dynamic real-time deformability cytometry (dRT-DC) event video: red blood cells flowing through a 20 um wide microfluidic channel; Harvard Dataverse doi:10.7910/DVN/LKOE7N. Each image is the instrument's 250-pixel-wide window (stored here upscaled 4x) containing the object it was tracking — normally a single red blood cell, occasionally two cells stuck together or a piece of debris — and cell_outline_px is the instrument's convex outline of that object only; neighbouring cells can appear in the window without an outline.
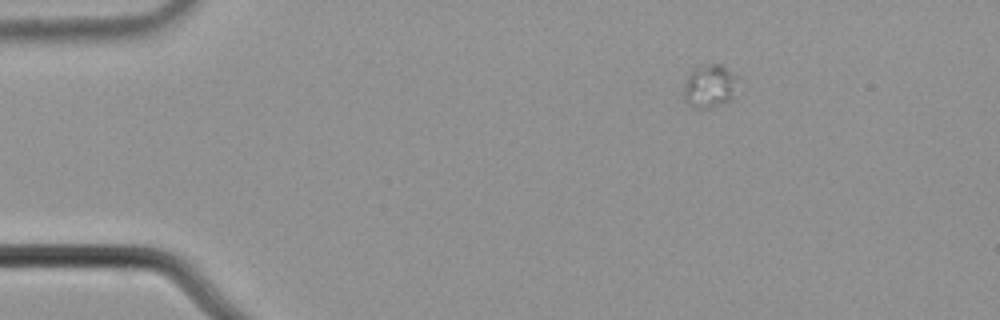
{"species": "common noctule bat (a hibernating species)", "species_latin": "Nyctalus noctula", "temperature_condition": "cold", "stored_images_in_passage": 4, "camera_frame_rate_fps": 3000, "um_per_image_px": 0.085, "animal": {"sex": "male", "body_mass_g": 21.5, "forearm_length_mm": 52.0}, "frame": {"image": 1, "passage_image": 1, "time_ms": 0.0, "image_size_px": [1000, 320], "cell_outline_px": [[736, 80], [732, 100], [708, 108], [696, 108], [688, 104], [684, 96], [684, 84], [688, 76], [696, 68], [712, 64], [720, 64], [736, 76]], "centroid_in_image_um": [60.3, 7.35], "position_along_channel_um": 24.7, "area_um2": 13.12}}
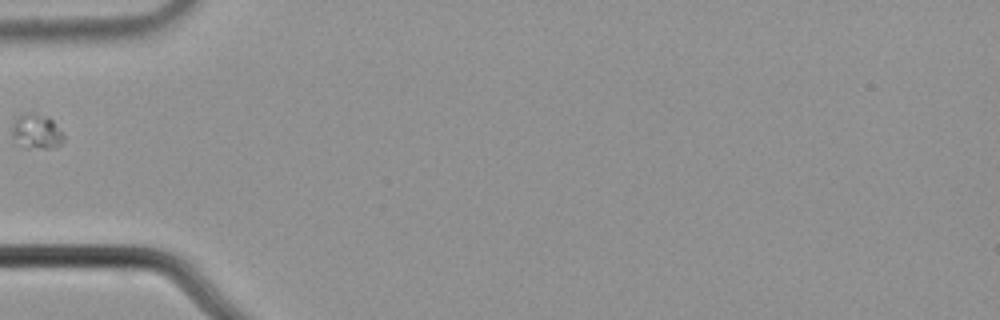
{"frame": {"image": 2, "passage_image": 4, "time_ms": 1.0, "image_size_px": [1000, 320], "cell_outline_px": [[64, 140], [60, 144], [52, 148], [24, 148], [12, 144], [12, 124], [16, 116], [24, 112], [32, 112], [48, 116], [64, 132]], "centroid_in_image_um": [3.05, 11.18], "position_along_channel_um": 81.9, "area_um2": 11.1}}